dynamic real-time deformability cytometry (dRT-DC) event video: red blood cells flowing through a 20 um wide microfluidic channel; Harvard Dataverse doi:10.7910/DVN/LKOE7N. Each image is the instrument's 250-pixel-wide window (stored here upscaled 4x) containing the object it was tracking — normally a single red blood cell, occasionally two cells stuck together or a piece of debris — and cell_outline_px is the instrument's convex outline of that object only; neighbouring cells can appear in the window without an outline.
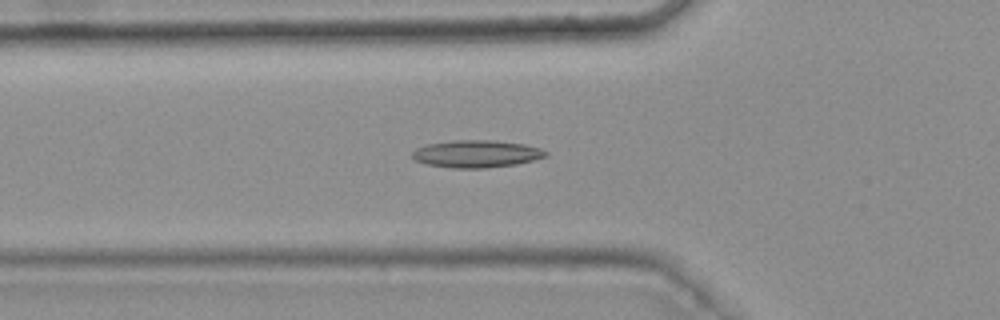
{"species": "common noctule bat (a hibernating species)", "species_latin": "Nyctalus noctula", "temperature_condition": "warm", "stored_images_in_passage": 46, "camera_frame_rate_fps": 3000, "um_per_image_px": 0.085, "animal": {"sex": "female", "body_mass_g": 25.1}, "frame": {"image": 1, "passage_image": 18, "time_ms": 5.667, "image_size_px": [1000, 320], "cell_outline_px": [[548, 156], [516, 164], [484, 168], [452, 168], [424, 164], [416, 160], [412, 156], [412, 152], [416, 148], [428, 144], [456, 140], [492, 140], [524, 144], [540, 148], [548, 152]], "centroid_in_image_um": [40.49, 13.08], "position_along_channel_um": 85.3, "area_um2": 21.21}}
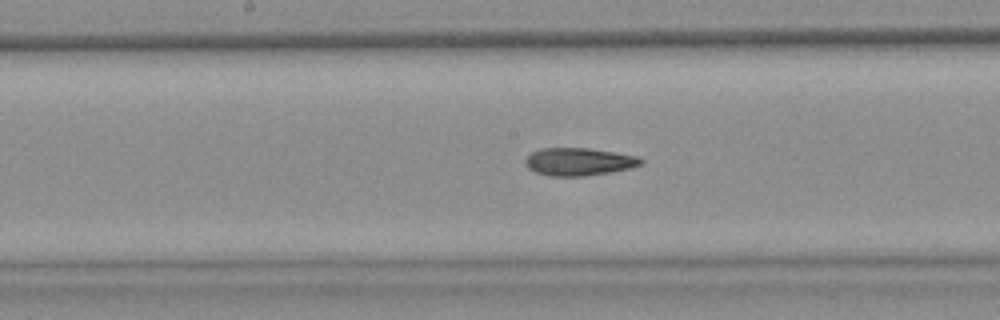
{"frame": {"image": 2, "passage_image": 27, "time_ms": 8.667, "image_size_px": [1000, 320], "cell_outline_px": [[644, 160], [640, 164], [628, 168], [608, 172], [584, 176], [548, 176], [536, 172], [528, 168], [524, 164], [524, 160], [532, 152], [540, 148], [588, 148], [636, 156]], "centroid_in_image_um": [49.13, 13.74], "position_along_channel_um": 199.1, "area_um2": 18.44}}
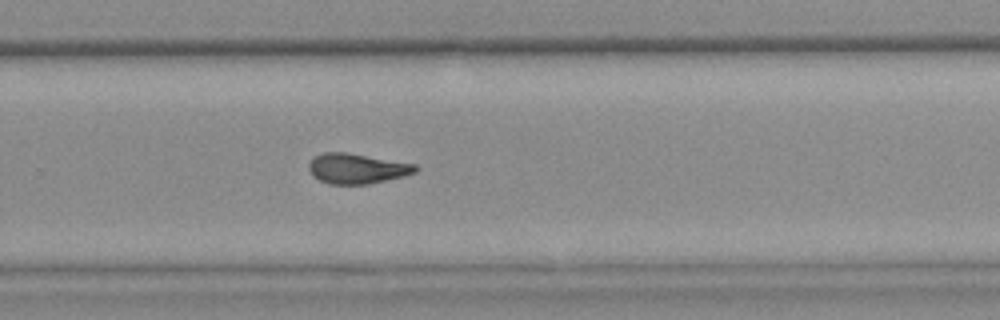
{"frame": {"image": 3, "passage_image": 35, "time_ms": 11.333, "image_size_px": [1000, 320], "cell_outline_px": [[420, 168], [416, 172], [404, 176], [368, 184], [328, 184], [312, 176], [308, 168], [308, 164], [316, 156], [324, 152], [348, 152], [416, 164]], "centroid_in_image_um": [30.36, 14.32], "position_along_channel_um": 299.4, "area_um2": 18.84}, "authors_computed_cell_mechanics": {"area_um2": 19.0451, "velocity_mm_per_s": 3.777, "shape_relaxation_time_tau1_ms": null, "shape_relaxation_time_tau2_ms": 4.2479, "deformation_change_tau1": null, "deformation_change_tau2": 0.1325}}